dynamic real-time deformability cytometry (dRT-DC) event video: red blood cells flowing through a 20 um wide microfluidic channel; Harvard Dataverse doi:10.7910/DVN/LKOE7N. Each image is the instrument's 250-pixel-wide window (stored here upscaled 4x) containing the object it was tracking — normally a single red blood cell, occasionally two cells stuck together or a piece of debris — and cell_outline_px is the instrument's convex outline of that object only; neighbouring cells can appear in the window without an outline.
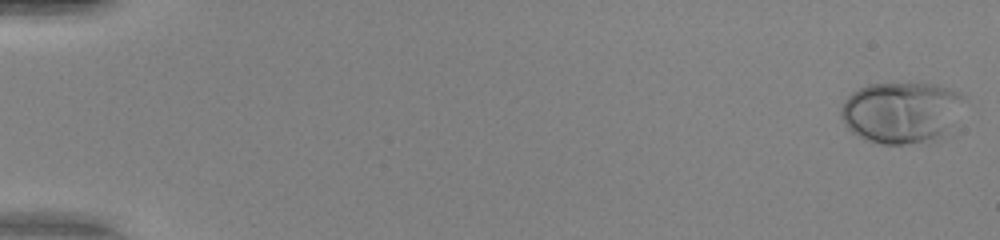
{"species": "human", "species_latin": "Homo sapiens", "temperature_condition": "warm", "stored_images_in_passage": 50, "camera_frame_rate_fps": 3000, "um_per_image_px": 0.085, "donor": {"sex": "female"}, "frame": {"image": 1, "passage_image": 1, "time_ms": 0.0, "image_size_px": [1000, 240], "cell_outline_px": [[968, 100], [956, 136], [936, 140], [908, 144], [880, 144], [864, 140], [852, 132], [848, 128], [840, 116], [840, 108], [848, 96], [852, 92], [868, 84], [936, 84], [952, 88], [968, 96]], "centroid_in_image_um": [76.83, 9.59], "position_along_channel_um": 8.2, "area_um2": 46.41}}
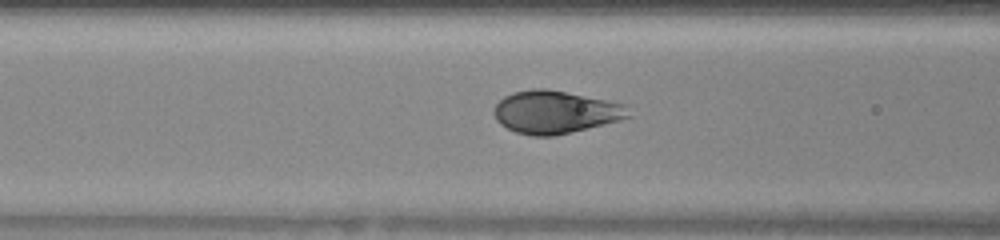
{"frame": {"image": 2, "passage_image": 22, "time_ms": 7.0, "image_size_px": [1000, 240], "cell_outline_px": [[632, 116], [620, 120], [604, 124], [552, 136], [532, 136], [516, 132], [500, 124], [496, 120], [492, 112], [492, 108], [504, 96], [512, 92], [532, 88], [544, 88], [624, 104]], "centroid_in_image_um": [47.13, 9.53], "position_along_channel_um": 119.5, "area_um2": 33.23}}
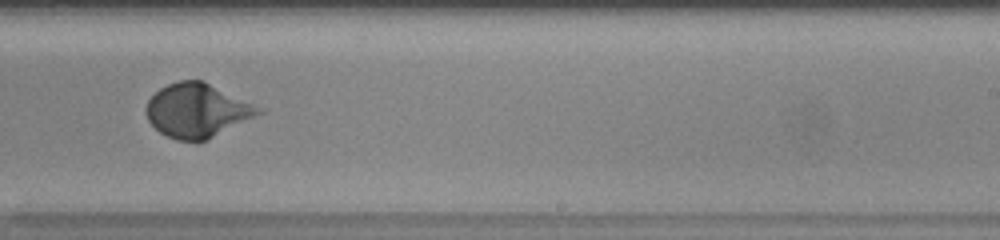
{"frame": {"image": 3, "passage_image": 33, "time_ms": 10.667, "image_size_px": [1000, 240], "cell_outline_px": [[264, 112], [204, 140], [176, 140], [160, 132], [148, 120], [144, 112], [144, 108], [148, 100], [160, 88], [168, 84], [180, 80], [204, 80], [264, 108]], "centroid_in_image_um": [16.75, 9.35], "position_along_channel_um": 272.3, "area_um2": 35.08}, "authors_computed_cell_mechanics": {"area_um2": 34.6222, "velocity_mm_per_s": 4.1804, "shape_relaxation_time_tau1_ms": 2.9192, "shape_relaxation_time_tau2_ms": null, "deformation_change_tau1": 0.2112, "deformation_change_tau2": null}}